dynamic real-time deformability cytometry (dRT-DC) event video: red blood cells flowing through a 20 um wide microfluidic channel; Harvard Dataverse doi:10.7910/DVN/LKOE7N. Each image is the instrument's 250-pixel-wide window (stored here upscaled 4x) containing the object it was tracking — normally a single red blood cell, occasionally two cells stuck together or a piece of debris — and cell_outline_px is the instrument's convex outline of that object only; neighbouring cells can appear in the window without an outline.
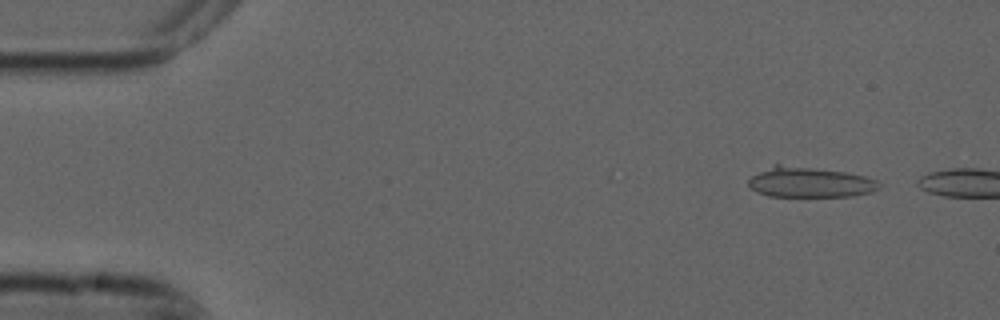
{"species": "common noctule bat (a hibernating species)", "species_latin": "Nyctalus noctula", "temperature_condition": "cold", "stored_images_in_passage": 4, "segment_of_instrument_passage": [2, 2], "camera_frame_rate_fps": 3000, "um_per_image_px": 0.085, "animal": {"sex": "male", "forearm_length_mm": 52.5}, "frame": {"image": 1, "passage_image": 4, "time_ms": 1.0, "image_size_px": [1000, 320], "cell_outline_px": [[880, 188], [872, 192], [852, 196], [768, 196], [756, 192], [748, 184], [748, 180], [752, 176], [776, 164], [780, 164], [844, 172], [864, 176], [876, 180], [880, 184]], "centroid_in_image_um": [68.84, 15.5], "position_along_channel_um": 16.2, "area_um2": 22.77}}